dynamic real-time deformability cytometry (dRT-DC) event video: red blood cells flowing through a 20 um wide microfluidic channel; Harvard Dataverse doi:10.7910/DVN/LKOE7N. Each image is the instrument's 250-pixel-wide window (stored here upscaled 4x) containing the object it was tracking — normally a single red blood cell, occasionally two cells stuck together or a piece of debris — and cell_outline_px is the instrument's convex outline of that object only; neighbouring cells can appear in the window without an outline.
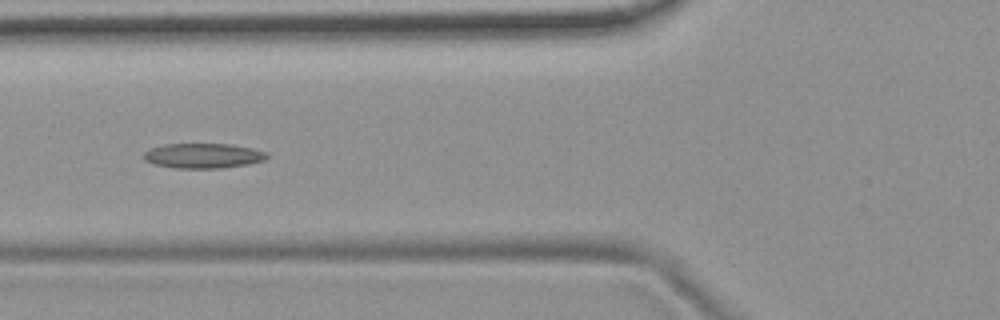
{"species": "common noctule bat (a hibernating species)", "species_latin": "Nyctalus noctula", "temperature_condition": "room temperature", "stored_images_in_passage": 39, "camera_frame_rate_fps": 3000, "um_per_image_px": 0.085, "animal": {"sex": "female", "body_mass_g": 19.9}, "frame": {"image": 1, "passage_image": 6, "time_ms": 1.667, "image_size_px": [1000, 320], "cell_outline_px": [[268, 156], [264, 160], [248, 164], [220, 168], [172, 168], [152, 164], [144, 160], [144, 152], [152, 148], [164, 144], [232, 144], [252, 148], [268, 152]], "centroid_in_image_um": [17.26, 13.24], "position_along_channel_um": 108.5, "area_um2": 17.98}}
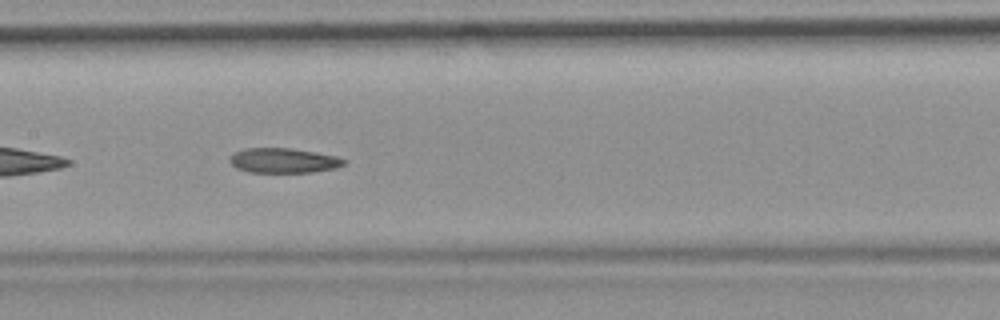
{"frame": {"image": 2, "passage_image": 12, "time_ms": 3.667, "image_size_px": [1000, 320], "cell_outline_px": [[348, 160], [344, 164], [336, 168], [312, 172], [248, 172], [236, 168], [228, 160], [236, 152], [244, 148], [292, 148], [316, 152], [336, 156]], "centroid_in_image_um": [24.12, 13.64], "position_along_channel_um": 183.3, "area_um2": 16.53}, "authors_computed_cell_mechanics": {"area_um2": 17.5712, "velocity_mm_per_s": 3.7384, "shape_relaxation_time_tau1_ms": null, "shape_relaxation_time_tau2_ms": 4.4306, "deformation_change_tau1": null, "deformation_change_tau2": 0.1176}}